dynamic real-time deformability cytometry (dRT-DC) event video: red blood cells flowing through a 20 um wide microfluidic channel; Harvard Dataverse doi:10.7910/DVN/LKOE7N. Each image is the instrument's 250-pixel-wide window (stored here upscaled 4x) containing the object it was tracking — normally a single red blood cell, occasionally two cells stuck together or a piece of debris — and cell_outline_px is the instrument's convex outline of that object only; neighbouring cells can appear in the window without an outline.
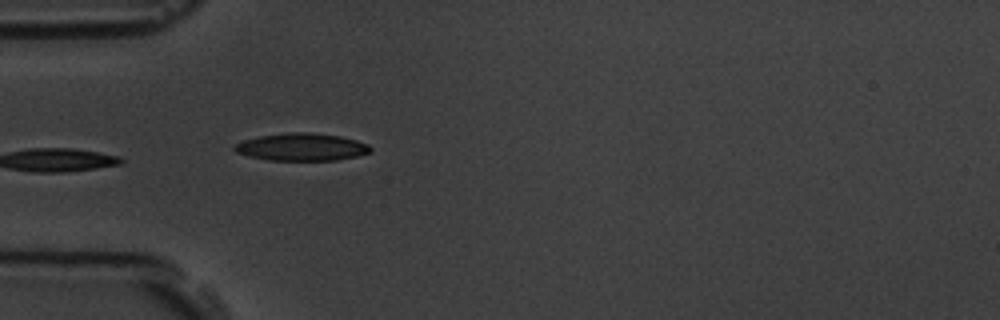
{"species": "common noctule bat (a hibernating species)", "species_latin": "Nyctalus noctula", "temperature_condition": "room temperature", "stored_images_in_passage": 6, "camera_frame_rate_fps": 3000, "um_per_image_px": 0.085, "animal": {"sex": "male", "body_mass_g": 19.5, "forearm_length_mm": 54.6}, "frame": {"image": 1, "passage_image": 6, "time_ms": 5.667, "image_size_px": [1000, 320], "cell_outline_px": [[372, 152], [356, 156], [336, 160], [268, 160], [248, 156], [236, 152], [232, 148], [236, 144], [244, 140], [260, 136], [288, 132], [312, 132], [340, 136], [356, 140], [368, 144], [372, 148]], "centroid_in_image_um": [25.65, 12.49], "position_along_channel_um": 59.3, "area_um2": 21.79}}